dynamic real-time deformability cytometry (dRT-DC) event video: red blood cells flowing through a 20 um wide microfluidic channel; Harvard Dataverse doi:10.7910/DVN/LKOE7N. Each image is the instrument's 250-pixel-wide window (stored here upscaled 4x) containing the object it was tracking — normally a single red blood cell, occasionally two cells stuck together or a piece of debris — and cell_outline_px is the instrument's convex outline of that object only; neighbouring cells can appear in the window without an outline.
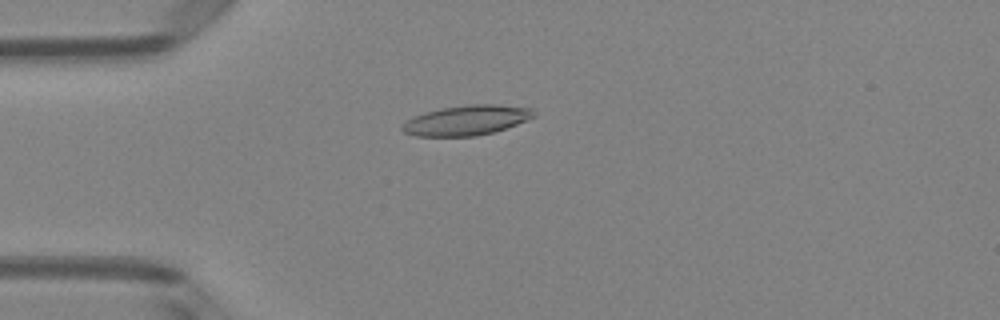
{"species": "Egyptian fruit bat (a non-hibernating species)", "species_latin": "Rousettus aegyptiacus", "temperature_condition": "room temperature", "stored_images_in_passage": 34, "camera_frame_rate_fps": 3000, "um_per_image_px": 0.085, "animal": {"sex": "female"}, "frame": {"image": 1, "passage_image": 9, "time_ms": 2.667, "image_size_px": [1000, 320], "cell_outline_px": [[536, 116], [516, 124], [492, 132], [476, 136], [416, 136], [404, 132], [400, 128], [408, 120], [424, 112], [444, 108], [472, 104], [496, 104], [532, 108], [536, 112]], "centroid_in_image_um": [39.68, 10.22], "position_along_channel_um": 45.3, "area_um2": 22.66}}
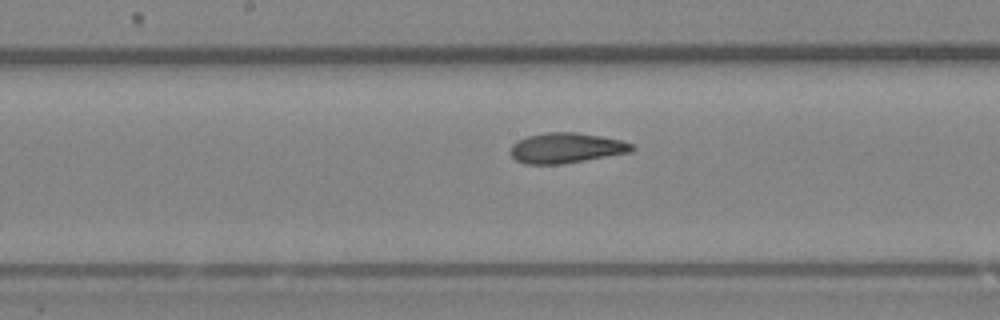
{"frame": {"image": 2, "passage_image": 22, "time_ms": 7.0, "image_size_px": [1000, 320], "cell_outline_px": [[636, 148], [632, 152], [560, 164], [524, 164], [516, 160], [508, 152], [512, 144], [516, 140], [528, 136], [544, 132], [576, 132], [600, 136], [620, 140], [632, 144]], "centroid_in_image_um": [48.08, 12.57], "position_along_channel_um": 200.1, "area_um2": 21.5}}
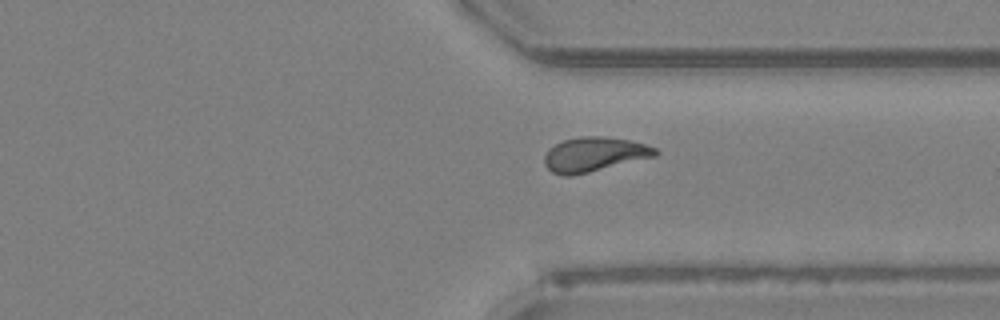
{"frame": {"image": 3, "passage_image": 34, "time_ms": 11.0, "image_size_px": [1000, 320], "cell_outline_px": [[660, 152], [656, 156], [572, 176], [560, 176], [552, 172], [544, 164], [544, 156], [548, 148], [564, 140], [580, 136], [604, 136], [628, 140], [644, 144], [656, 148]], "centroid_in_image_um": [50.48, 13.13], "position_along_channel_um": 360.9, "area_um2": 22.31}}